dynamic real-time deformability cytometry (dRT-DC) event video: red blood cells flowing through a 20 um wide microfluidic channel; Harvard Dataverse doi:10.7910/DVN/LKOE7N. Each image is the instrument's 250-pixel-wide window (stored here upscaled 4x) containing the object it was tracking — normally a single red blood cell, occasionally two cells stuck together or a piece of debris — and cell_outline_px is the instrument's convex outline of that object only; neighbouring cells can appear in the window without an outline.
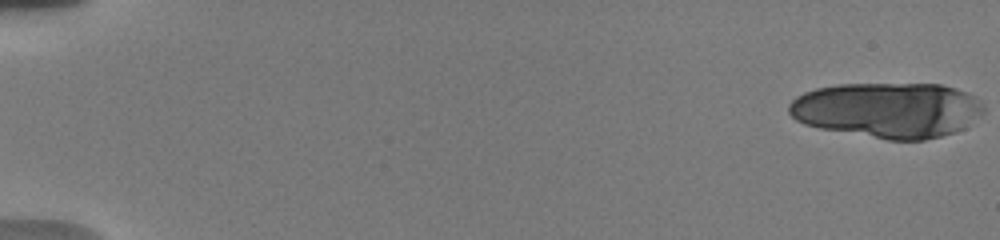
{"species": "human", "species_latin": "Homo sapiens", "temperature_condition": "warm", "stored_images_in_passage": 14, "camera_frame_rate_fps": 3000, "um_per_image_px": 0.085, "donor": {"sex": "male"}, "frame": {"image": 1, "passage_image": 1, "time_ms": 0.0, "image_size_px": [1000, 240], "cell_outline_px": [[984, 112], [964, 128], [940, 136], [924, 140], [888, 140], [820, 128], [804, 124], [796, 120], [788, 112], [788, 104], [796, 96], [804, 92], [816, 88], [836, 84], [940, 84], [956, 88], [968, 92], [976, 96], [984, 104]], "centroid_in_image_um": [75.46, 9.34], "position_along_channel_um": 9.5, "area_um2": 63.23}}